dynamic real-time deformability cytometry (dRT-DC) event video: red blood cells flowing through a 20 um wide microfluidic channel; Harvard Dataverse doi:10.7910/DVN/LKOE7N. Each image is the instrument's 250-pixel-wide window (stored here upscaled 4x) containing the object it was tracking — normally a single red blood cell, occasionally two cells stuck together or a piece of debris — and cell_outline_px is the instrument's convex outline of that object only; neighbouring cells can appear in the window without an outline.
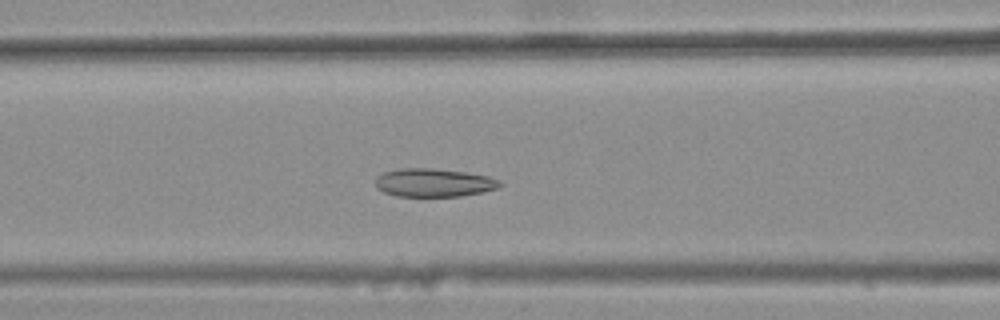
{"species": "common noctule bat (a hibernating species)", "species_latin": "Nyctalus noctula", "temperature_condition": "warm", "stored_images_in_passage": 41, "camera_frame_rate_fps": 3000, "um_per_image_px": 0.085, "animal": {"sex": "female", "body_mass_g": 25.1}, "frame": {"image": 1, "passage_image": 19, "time_ms": 6.0, "image_size_px": [1000, 320], "cell_outline_px": [[504, 184], [500, 188], [460, 196], [396, 196], [384, 192], [376, 188], [376, 176], [384, 172], [404, 168], [432, 168], [464, 172], [488, 176], [500, 180]], "centroid_in_image_um": [36.89, 15.53], "position_along_channel_um": 129.7, "area_um2": 20.52}}
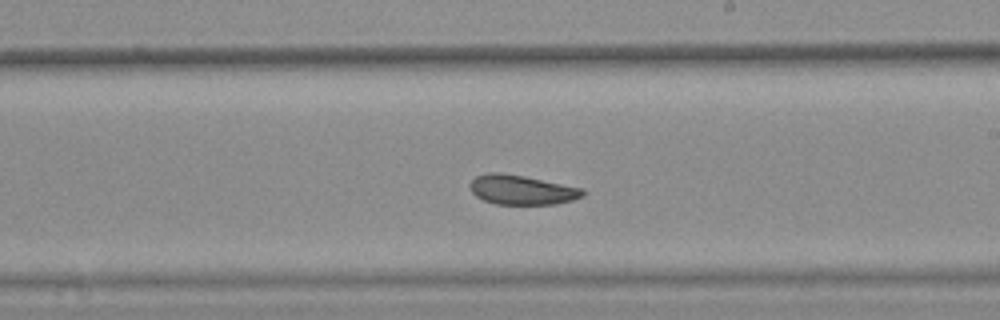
{"frame": {"image": 2, "passage_image": 28, "time_ms": 9.0, "image_size_px": [1000, 320], "cell_outline_px": [[584, 196], [572, 200], [556, 204], [496, 204], [484, 200], [476, 196], [472, 192], [468, 184], [476, 176], [488, 172], [500, 172], [524, 176], [584, 188]], "centroid_in_image_um": [44.34, 16.13], "position_along_channel_um": 244.7, "area_um2": 19.48}}
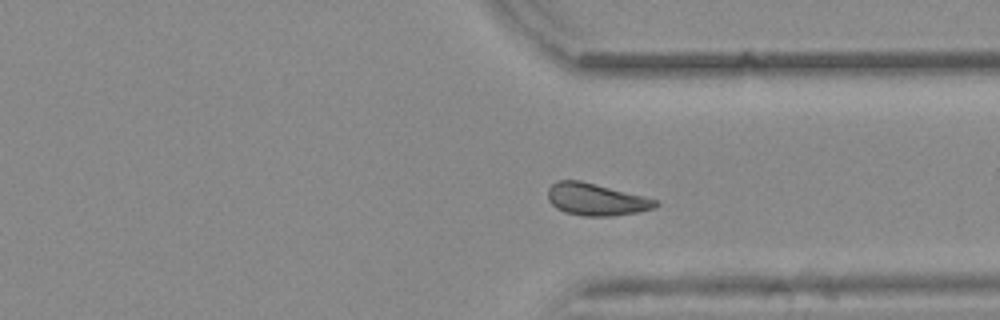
{"frame": {"image": 3, "passage_image": 37, "time_ms": 12.0, "image_size_px": [1000, 320], "cell_outline_px": [[660, 204], [656, 208], [636, 212], [612, 216], [584, 216], [564, 212], [556, 208], [548, 200], [548, 188], [556, 180], [580, 180], [660, 200]], "centroid_in_image_um": [50.68, 16.95], "position_along_channel_um": 360.7, "area_um2": 20.29}, "authors_computed_cell_mechanics": {"area_um2": 20.7502, "velocity_mm_per_s": 3.837, "shape_relaxation_time_tau1_ms": null, "shape_relaxation_time_tau2_ms": 4.7597, "deformation_change_tau1": null, "deformation_change_tau2": 0.1073}}